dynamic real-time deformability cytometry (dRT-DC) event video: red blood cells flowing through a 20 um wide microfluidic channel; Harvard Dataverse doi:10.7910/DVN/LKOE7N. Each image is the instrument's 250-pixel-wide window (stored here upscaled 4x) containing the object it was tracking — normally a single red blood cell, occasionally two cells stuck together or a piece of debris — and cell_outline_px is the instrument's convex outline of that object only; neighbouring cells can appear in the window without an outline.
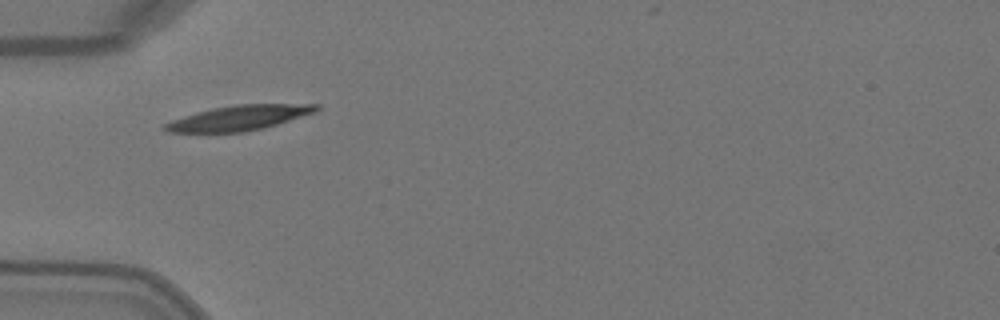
{"species": "Egyptian fruit bat (a non-hibernating species)", "species_latin": "Rousettus aegyptiacus", "temperature_condition": "warm", "stored_images_in_passage": 2, "camera_frame_rate_fps": 3000, "um_per_image_px": 0.085, "animal": {"sex": "female"}, "frame": {"image": 1, "passage_image": 1, "time_ms": 0.0, "image_size_px": [1000, 320], "cell_outline_px": [[320, 108], [316, 112], [264, 128], [244, 132], [168, 132], [160, 128], [164, 124], [172, 120], [196, 112], [212, 108], [236, 104], [320, 104]], "centroid_in_image_um": [20.32, 10.01], "position_along_channel_um": 64.7, "area_um2": 22.02}}
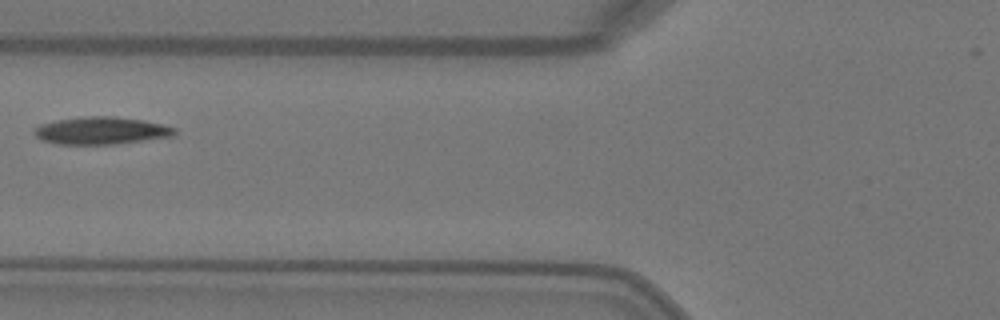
{"frame": {"image": 2, "passage_image": 2, "time_ms": 0.333, "image_size_px": [1000, 320], "cell_outline_px": [[176, 136], [116, 144], [56, 144], [44, 140], [36, 136], [32, 132], [40, 124], [56, 120], [84, 116], [116, 116], [144, 120], [176, 128]], "centroid_in_image_um": [8.63, 11.1], "position_along_channel_um": 117.2, "area_um2": 22.54}}